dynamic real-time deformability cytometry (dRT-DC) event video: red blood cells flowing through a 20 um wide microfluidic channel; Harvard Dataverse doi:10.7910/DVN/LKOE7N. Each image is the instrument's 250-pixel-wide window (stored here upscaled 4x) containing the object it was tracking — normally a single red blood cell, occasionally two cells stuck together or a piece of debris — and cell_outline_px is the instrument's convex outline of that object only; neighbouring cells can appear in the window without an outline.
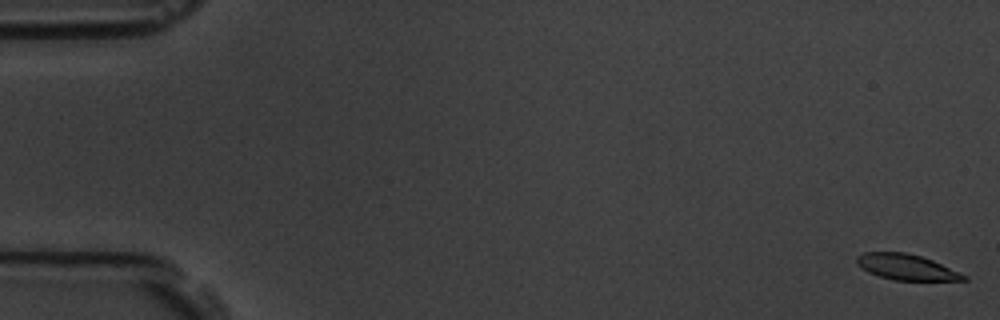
{"species": "common noctule bat (a hibernating species)", "species_latin": "Nyctalus noctula", "temperature_condition": "room temperature", "stored_images_in_passage": 58, "camera_frame_rate_fps": 3000, "um_per_image_px": 0.085, "animal": {"sex": "male", "body_mass_g": 19.5, "forearm_length_mm": 54.6}, "frame": {"image": 1, "passage_image": 1, "time_ms": 0.0, "image_size_px": [1000, 320], "cell_outline_px": [[968, 280], [896, 280], [880, 276], [868, 272], [856, 264], [856, 256], [864, 252], [904, 252], [920, 256], [932, 260], [968, 276]], "centroid_in_image_um": [77.02, 22.69], "position_along_channel_um": 8.0, "area_um2": 15.84}}
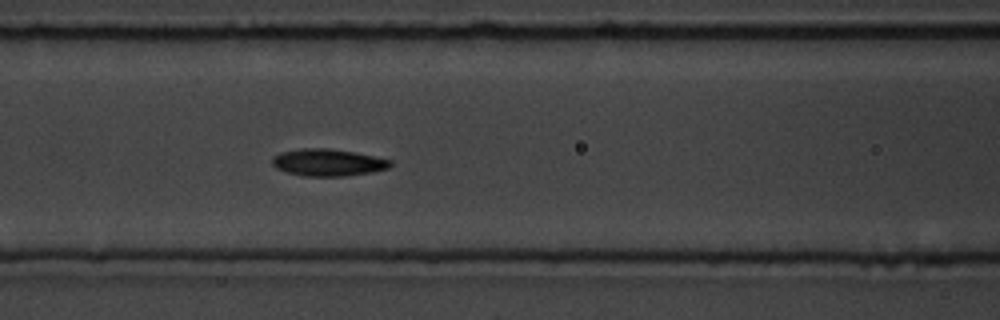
{"frame": {"image": 2, "passage_image": 25, "time_ms": 8.0, "image_size_px": [1000, 320], "cell_outline_px": [[392, 164], [388, 168], [372, 172], [344, 176], [304, 176], [288, 172], [276, 168], [272, 164], [272, 156], [280, 152], [300, 148], [328, 148], [356, 152], [392, 160]], "centroid_in_image_um": [27.87, 13.8], "position_along_channel_um": 138.7, "area_um2": 18.73}}
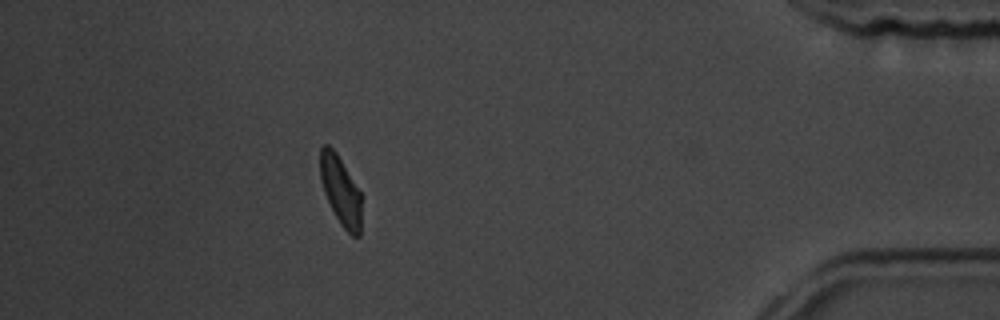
{"frame": {"image": 3, "passage_image": 52, "time_ms": 17.0, "image_size_px": [1000, 320], "cell_outline_px": [[360, 236], [352, 236], [340, 224], [324, 192], [320, 180], [320, 148], [324, 144], [328, 144], [336, 152], [360, 192]], "centroid_in_image_um": [28.93, 16.18], "position_along_channel_um": 406.3, "area_um2": 16.24}, "authors_computed_cell_mechanics": {"area_um2": 17.8602, "velocity_mm_per_s": 3.5333, "shape_relaxation_time_tau1_ms": 3.603, "shape_relaxation_time_tau2_ms": 5.3851, "deformation_change_tau1": 0.1262, "deformation_change_tau2": 0.1069}}